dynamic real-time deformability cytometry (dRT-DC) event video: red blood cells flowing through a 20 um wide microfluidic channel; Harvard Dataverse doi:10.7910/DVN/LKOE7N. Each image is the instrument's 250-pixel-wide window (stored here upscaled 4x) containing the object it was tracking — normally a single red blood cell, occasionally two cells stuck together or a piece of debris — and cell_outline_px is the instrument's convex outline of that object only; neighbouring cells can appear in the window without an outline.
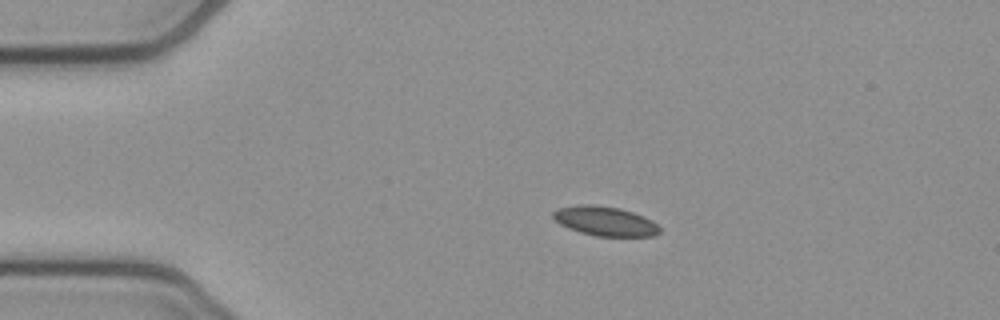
{"species": "common noctule bat (a hibernating species)", "species_latin": "Nyctalus noctula", "temperature_condition": "cold", "stored_images_in_passage": 44, "camera_frame_rate_fps": 3000, "um_per_image_px": 0.085, "animal": {"sex": "female", "body_mass_g": 21.9}, "frame": {"image": 1, "passage_image": 1, "time_ms": 0.0, "image_size_px": [1000, 320], "cell_outline_px": [[660, 232], [656, 236], [596, 236], [580, 232], [568, 228], [560, 224], [552, 216], [552, 212], [556, 208], [576, 204], [592, 204], [620, 208], [644, 216], [652, 220], [660, 228]], "centroid_in_image_um": [51.41, 18.78], "position_along_channel_um": 33.6, "area_um2": 18.44}}
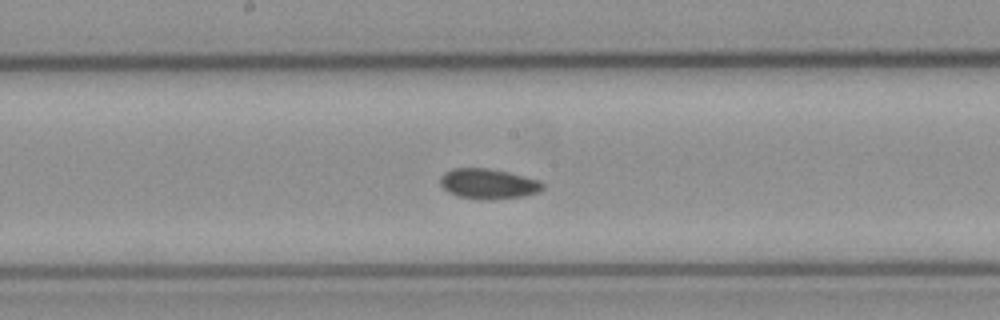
{"frame": {"image": 2, "passage_image": 18, "time_ms": 5.667, "image_size_px": [1000, 320], "cell_outline_px": [[544, 188], [540, 192], [524, 196], [488, 200], [480, 200], [456, 196], [448, 192], [440, 184], [440, 176], [444, 172], [452, 168], [488, 168], [508, 172], [540, 180], [544, 184]], "centroid_in_image_um": [41.5, 15.63], "position_along_channel_um": 206.7, "area_um2": 18.32}}
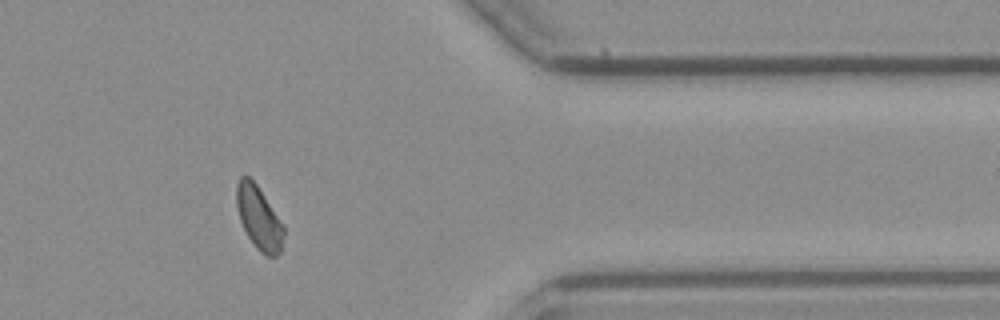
{"frame": {"image": 3, "passage_image": 34, "time_ms": 11.0, "image_size_px": [1000, 320], "cell_outline_px": [[284, 236], [280, 252], [276, 256], [268, 256], [260, 252], [256, 248], [248, 236], [240, 220], [236, 204], [236, 184], [240, 176], [248, 176], [256, 184], [284, 228]], "centroid_in_image_um": [21.98, 18.53], "position_along_channel_um": 389.4, "area_um2": 16.94}}